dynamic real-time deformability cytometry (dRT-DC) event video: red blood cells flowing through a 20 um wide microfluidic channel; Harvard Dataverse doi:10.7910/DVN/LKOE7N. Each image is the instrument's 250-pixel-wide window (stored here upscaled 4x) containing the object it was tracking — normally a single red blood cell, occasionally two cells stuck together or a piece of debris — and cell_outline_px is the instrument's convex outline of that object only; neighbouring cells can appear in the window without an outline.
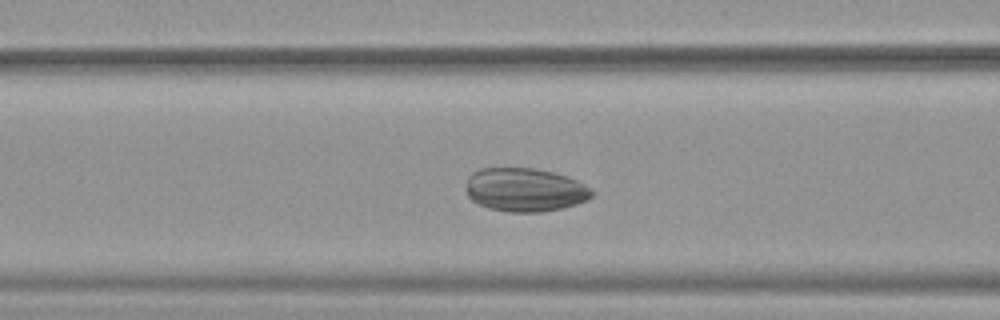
{"species": "common noctule bat (a hibernating species)", "species_latin": "Nyctalus noctula", "temperature_condition": "warm", "stored_images_in_passage": 49, "camera_frame_rate_fps": 3000, "um_per_image_px": 0.085, "animal": {"sex": "female", "body_mass_g": 19.9}, "frame": {"image": 1, "passage_image": 18, "time_ms": 5.667, "image_size_px": [1000, 320], "cell_outline_px": [[596, 192], [588, 200], [576, 204], [560, 208], [540, 212], [508, 212], [488, 208], [472, 200], [468, 196], [464, 188], [468, 176], [472, 172], [480, 168], [532, 168], [552, 172], [568, 176], [584, 184]], "centroid_in_image_um": [44.6, 16.13], "position_along_channel_um": 122.0, "area_um2": 32.19}}
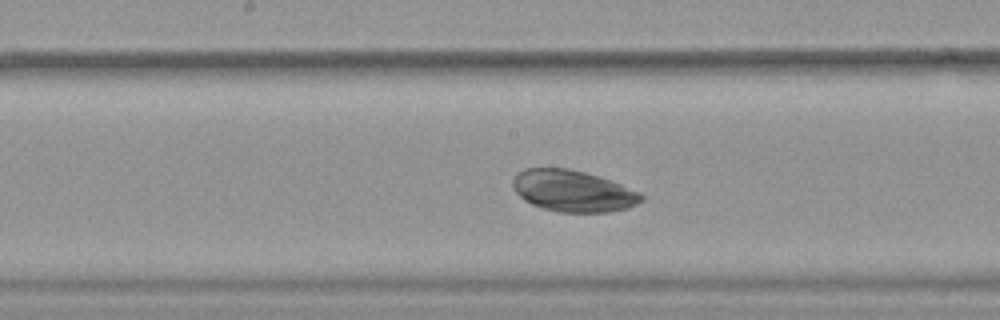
{"frame": {"image": 2, "passage_image": 24, "time_ms": 7.667, "image_size_px": [1000, 320], "cell_outline_px": [[644, 200], [628, 208], [608, 212], [556, 212], [532, 204], [524, 200], [512, 188], [512, 180], [524, 168], [568, 168], [584, 172], [620, 184], [640, 192], [644, 196]], "centroid_in_image_um": [48.7, 16.24], "position_along_channel_um": 199.5, "area_um2": 30.92}}
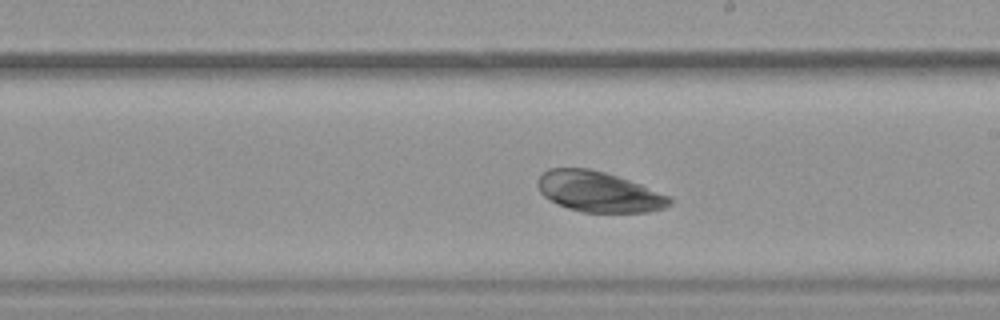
{"frame": {"image": 3, "passage_image": 27, "time_ms": 8.667, "image_size_px": [1000, 320], "cell_outline_px": [[672, 204], [664, 208], [648, 212], [580, 212], [556, 204], [544, 196], [540, 192], [536, 184], [536, 180], [548, 168], [588, 168], [604, 172], [640, 184], [672, 196]], "centroid_in_image_um": [50.89, 16.3], "position_along_channel_um": 238.1, "area_um2": 31.27}}